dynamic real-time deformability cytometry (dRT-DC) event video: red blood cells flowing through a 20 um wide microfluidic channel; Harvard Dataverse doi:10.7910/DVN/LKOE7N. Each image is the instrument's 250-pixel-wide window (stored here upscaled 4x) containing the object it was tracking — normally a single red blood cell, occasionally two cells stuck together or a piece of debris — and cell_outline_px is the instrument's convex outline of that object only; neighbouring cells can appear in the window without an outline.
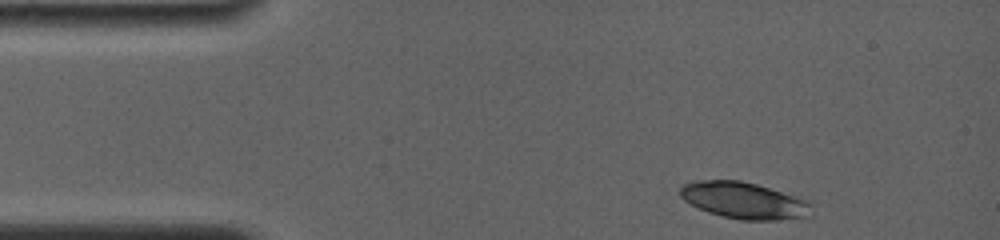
{"species": "common noctule bat (a hibernating species)", "species_latin": "Nyctalus noctula", "temperature_condition": "room temperature", "stored_images_in_passage": 5, "camera_frame_rate_fps": 4000, "um_per_image_px": 0.085, "animal": {"sex": "female", "body_mass_g": 19.0, "forearm_length_mm": 56.7}, "frame": {"image": 1, "passage_image": 1, "time_ms": 0.0, "image_size_px": [1000, 240], "cell_outline_px": [[812, 216], [776, 220], [740, 220], [708, 212], [684, 200], [680, 196], [680, 188], [684, 184], [696, 180], [740, 180], [756, 184], [796, 196], [808, 200], [812, 204]], "centroid_in_image_um": [63.28, 17.04], "position_along_channel_um": 21.7, "area_um2": 27.98}}